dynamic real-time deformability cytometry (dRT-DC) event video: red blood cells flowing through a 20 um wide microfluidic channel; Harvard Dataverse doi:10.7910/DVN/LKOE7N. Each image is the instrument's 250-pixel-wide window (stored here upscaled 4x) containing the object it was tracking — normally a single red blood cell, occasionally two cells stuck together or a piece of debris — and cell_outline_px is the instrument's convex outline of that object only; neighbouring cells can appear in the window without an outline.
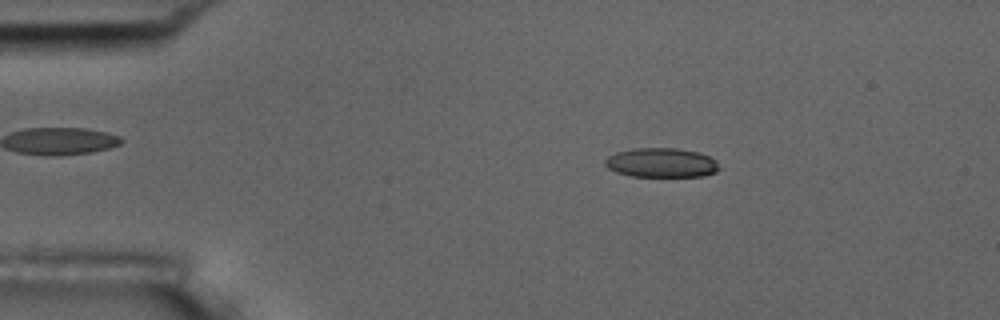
{"species": "common noctule bat (a hibernating species)", "species_latin": "Nyctalus noctula", "temperature_condition": "room temperature", "stored_images_in_passage": 50, "camera_frame_rate_fps": 3000, "um_per_image_px": 0.085, "animal": {"sex": "male", "body_mass_g": 17.5, "forearm_length_mm": 52.3}, "frame": {"image": 1, "passage_image": 5, "time_ms": 1.333, "image_size_px": [1000, 320], "cell_outline_px": [[720, 168], [716, 172], [704, 176], [632, 176], [616, 172], [608, 168], [604, 164], [604, 160], [608, 156], [616, 152], [632, 148], [676, 148], [696, 152], [708, 156], [716, 160]], "centroid_in_image_um": [56.2, 13.83], "position_along_channel_um": 28.8, "area_um2": 19.54}}
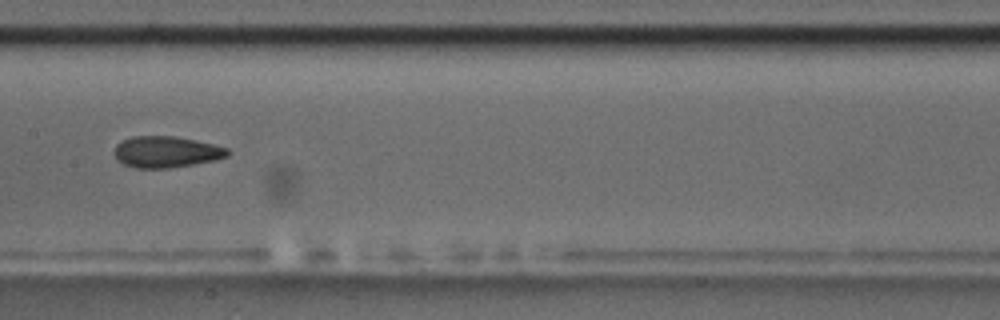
{"frame": {"image": 2, "passage_image": 23, "time_ms": 7.333, "image_size_px": [1000, 320], "cell_outline_px": [[228, 156], [216, 160], [168, 168], [136, 168], [124, 164], [116, 160], [112, 152], [116, 144], [132, 136], [176, 136], [196, 140], [228, 148]], "centroid_in_image_um": [14.09, 12.91], "position_along_channel_um": 193.3, "area_um2": 20.75}}
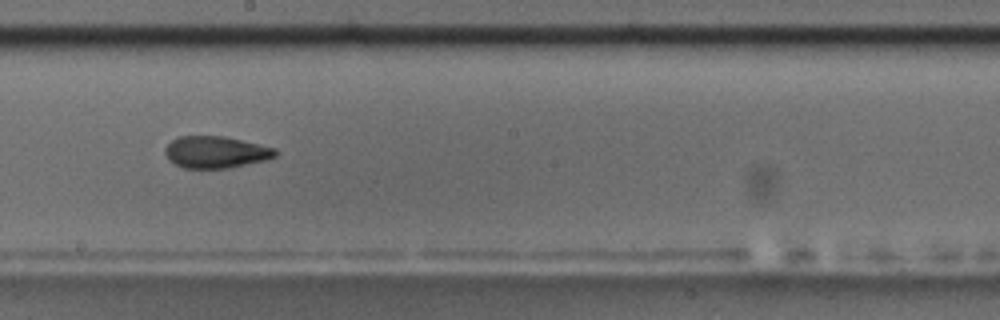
{"frame": {"image": 3, "passage_image": 26, "time_ms": 8.333, "image_size_px": [1000, 320], "cell_outline_px": [[280, 152], [276, 156], [268, 160], [228, 168], [184, 168], [168, 160], [164, 152], [164, 148], [172, 140], [180, 136], [224, 136], [260, 144], [276, 148]], "centroid_in_image_um": [18.38, 12.93], "position_along_channel_um": 229.8, "area_um2": 20.69}, "authors_computed_cell_mechanics": {"area_um2": 20.7502, "velocity_mm_per_s": 3.683, "shape_relaxation_time_tau1_ms": 5.9789, "shape_relaxation_time_tau2_ms": 2.8393, "deformation_change_tau1": 0.1445, "deformation_change_tau2": 0.0857}}